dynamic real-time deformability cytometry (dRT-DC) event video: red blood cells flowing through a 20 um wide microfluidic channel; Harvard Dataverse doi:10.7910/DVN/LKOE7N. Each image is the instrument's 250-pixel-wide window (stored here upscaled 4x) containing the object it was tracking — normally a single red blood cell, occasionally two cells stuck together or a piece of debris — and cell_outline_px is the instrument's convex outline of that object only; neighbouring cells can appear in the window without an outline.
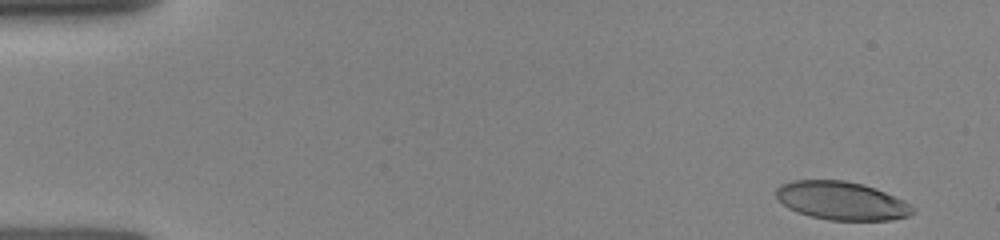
{"species": "human", "species_latin": "Homo sapiens", "temperature_condition": "room temperature", "stored_images_in_passage": 19, "camera_frame_rate_fps": 3000, "um_per_image_px": 0.085, "donor": {"sex": "female"}, "frame": {"image": 1, "passage_image": 1, "time_ms": 0.0, "image_size_px": [1000, 240], "cell_outline_px": [[916, 212], [908, 216], [892, 220], [828, 220], [808, 216], [796, 212], [788, 208], [776, 196], [776, 188], [780, 184], [792, 180], [844, 180], [876, 188], [904, 200], [916, 208]], "centroid_in_image_um": [71.55, 17.07], "position_along_channel_um": 13.5, "area_um2": 30.75}}
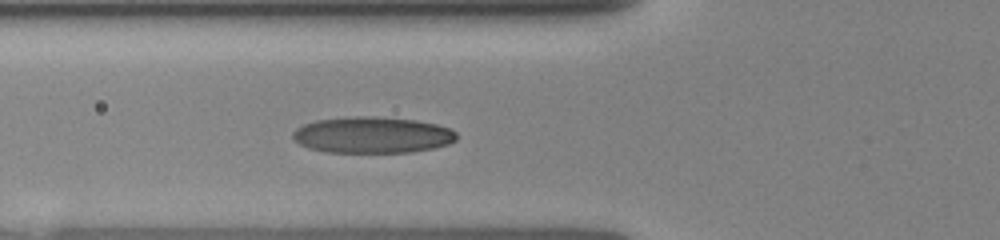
{"frame": {"image": 2, "passage_image": 11, "time_ms": 5.0, "image_size_px": [1000, 240], "cell_outline_px": [[456, 140], [448, 144], [432, 148], [412, 152], [324, 152], [308, 148], [292, 140], [292, 132], [296, 128], [304, 124], [316, 120], [356, 116], [376, 116], [416, 120], [436, 124], [448, 128], [456, 132]], "centroid_in_image_um": [31.61, 11.47], "position_along_channel_um": 94.2, "area_um2": 34.74}}
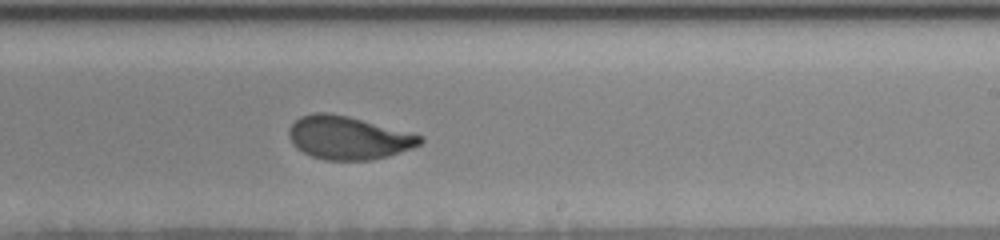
{"frame": {"image": 3, "passage_image": 19, "time_ms": 9.0, "image_size_px": [1000, 240], "cell_outline_px": [[424, 140], [420, 144], [412, 148], [388, 156], [372, 160], [324, 160], [312, 156], [296, 148], [292, 144], [288, 136], [288, 128], [300, 116], [316, 112], [328, 112], [348, 116], [424, 136]], "centroid_in_image_um": [29.58, 11.71], "position_along_channel_um": 259.4, "area_um2": 33.06}}